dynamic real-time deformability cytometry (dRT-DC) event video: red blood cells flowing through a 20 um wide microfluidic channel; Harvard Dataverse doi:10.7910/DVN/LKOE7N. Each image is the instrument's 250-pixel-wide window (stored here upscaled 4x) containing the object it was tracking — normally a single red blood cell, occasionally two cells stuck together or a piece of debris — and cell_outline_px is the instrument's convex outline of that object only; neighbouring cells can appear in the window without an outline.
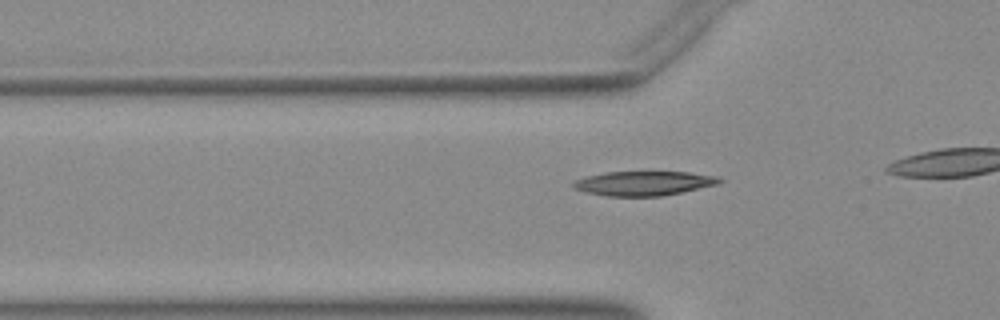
{"species": "Egyptian fruit bat (a non-hibernating species)", "species_latin": "Rousettus aegyptiacus", "temperature_condition": "warm", "stored_images_in_passage": 11, "camera_frame_rate_fps": 3000, "um_per_image_px": 0.085, "animal": {"sex": "female"}, "frame": {"image": 1, "passage_image": 5, "time_ms": 1.333, "image_size_px": [1000, 320], "cell_outline_px": [[724, 180], [720, 184], [660, 196], [608, 196], [584, 192], [572, 188], [572, 184], [576, 180], [588, 176], [604, 172], [688, 172], [720, 176]], "centroid_in_image_um": [54.75, 15.58], "position_along_channel_um": 71.1, "area_um2": 20.81}}